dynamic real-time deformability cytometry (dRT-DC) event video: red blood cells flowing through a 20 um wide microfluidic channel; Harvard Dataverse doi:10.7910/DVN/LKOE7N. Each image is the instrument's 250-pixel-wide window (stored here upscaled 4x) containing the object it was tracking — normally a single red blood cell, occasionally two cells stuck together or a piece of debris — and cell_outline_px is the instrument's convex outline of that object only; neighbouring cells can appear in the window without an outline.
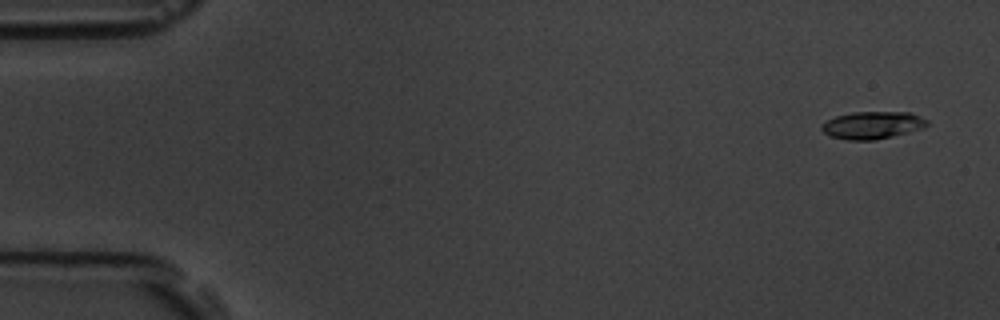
{"species": "common noctule bat (a hibernating species)", "species_latin": "Nyctalus noctula", "temperature_condition": "room temperature", "stored_images_in_passage": 7, "camera_frame_rate_fps": 3000, "um_per_image_px": 0.085, "animal": {"sex": "male", "body_mass_g": 19.5, "forearm_length_mm": 54.6}, "frame": {"image": 1, "passage_image": 1, "time_ms": 0.0, "image_size_px": [1000, 320], "cell_outline_px": [[928, 124], [920, 128], [892, 136], [876, 140], [848, 140], [828, 136], [820, 128], [820, 124], [836, 116], [852, 112], [908, 112], [920, 116], [928, 120]], "centroid_in_image_um": [74.1, 10.64], "position_along_channel_um": 10.9, "area_um2": 16.76}}
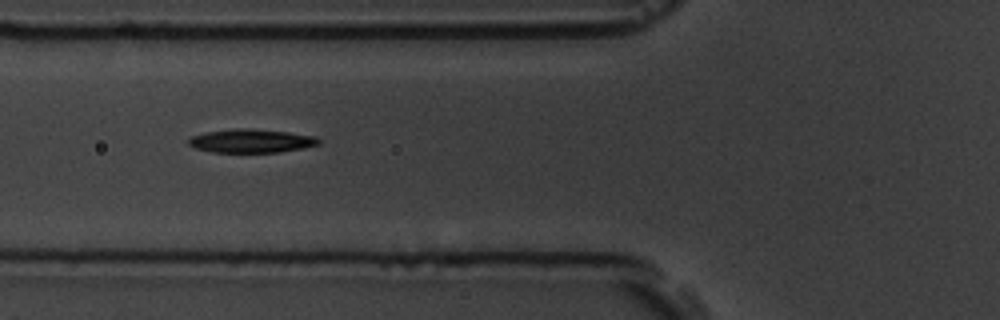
{"frame": {"image": 2, "passage_image": 6, "time_ms": 6.333, "image_size_px": [1000, 320], "cell_outline_px": [[320, 144], [304, 148], [276, 152], [212, 152], [196, 148], [188, 144], [188, 140], [192, 136], [204, 132], [236, 128], [252, 128], [288, 132], [316, 136], [320, 140]], "centroid_in_image_um": [21.37, 11.97], "position_along_channel_um": 104.4, "area_um2": 17.92}}
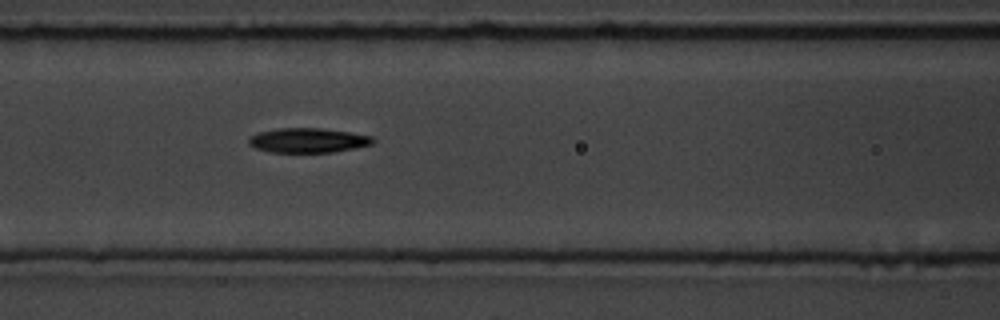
{"frame": {"image": 3, "passage_image": 7, "time_ms": 7.333, "image_size_px": [1000, 320], "cell_outline_px": [[376, 140], [372, 144], [356, 148], [332, 152], [272, 152], [256, 148], [248, 144], [248, 136], [260, 132], [280, 128], [320, 128], [348, 132], [372, 136]], "centroid_in_image_um": [26.18, 11.93], "position_along_channel_um": 140.4, "area_um2": 17.74}}